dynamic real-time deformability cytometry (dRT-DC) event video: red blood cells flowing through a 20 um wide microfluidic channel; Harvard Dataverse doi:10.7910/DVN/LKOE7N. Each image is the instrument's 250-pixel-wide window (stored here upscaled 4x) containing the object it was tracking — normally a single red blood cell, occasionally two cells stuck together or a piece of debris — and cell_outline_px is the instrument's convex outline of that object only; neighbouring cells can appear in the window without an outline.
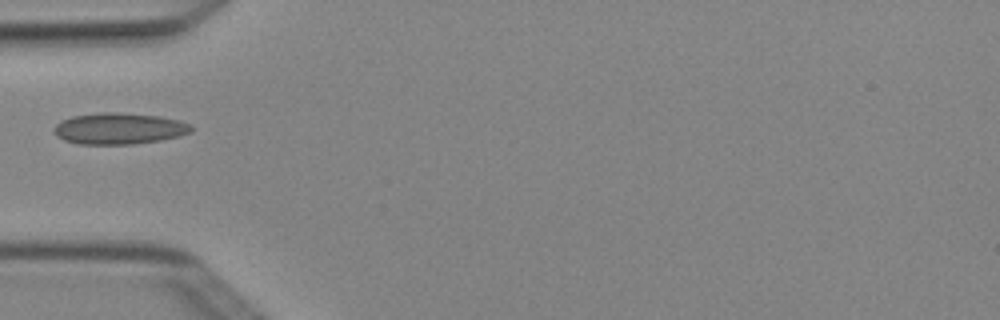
{"species": "Egyptian fruit bat (a non-hibernating species)", "species_latin": "Rousettus aegyptiacus", "temperature_condition": "cold", "stored_images_in_passage": 1, "camera_frame_rate_fps": 3000, "um_per_image_px": 0.085, "animal": {"sex": "female"}, "frame": {"image": 1, "passage_image": 1, "time_ms": 0.0, "image_size_px": [1000, 320], "cell_outline_px": [[192, 132], [180, 136], [160, 140], [132, 144], [80, 144], [64, 140], [56, 136], [52, 128], [56, 124], [72, 116], [100, 112], [116, 112], [160, 116], [180, 120], [192, 124]], "centroid_in_image_um": [10.14, 10.92], "position_along_channel_um": 74.9, "area_um2": 25.2}}